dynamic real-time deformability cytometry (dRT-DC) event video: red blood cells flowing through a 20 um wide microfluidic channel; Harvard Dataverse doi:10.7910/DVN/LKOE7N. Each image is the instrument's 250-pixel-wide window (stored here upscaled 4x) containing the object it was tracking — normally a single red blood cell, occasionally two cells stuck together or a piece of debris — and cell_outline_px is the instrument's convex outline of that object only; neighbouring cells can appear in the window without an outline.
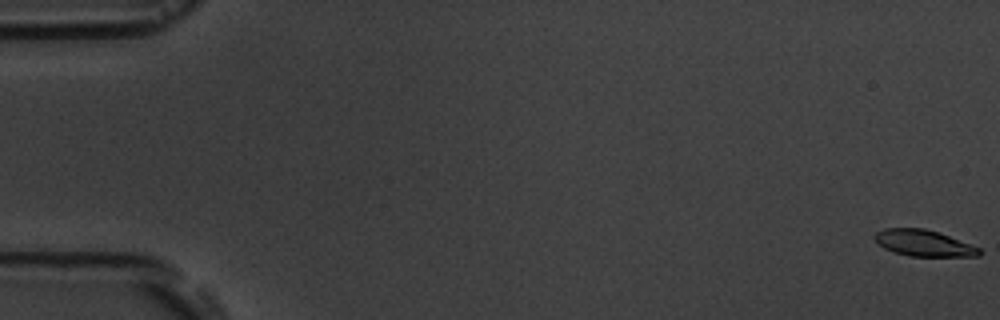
{"species": "common noctule bat (a hibernating species)", "species_latin": "Nyctalus noctula", "temperature_condition": "room temperature", "stored_images_in_passage": 6, "camera_frame_rate_fps": 3000, "um_per_image_px": 0.085, "animal": {"sex": "male", "body_mass_g": 19.5, "forearm_length_mm": 54.6}, "frame": {"image": 1, "passage_image": 1, "time_ms": 0.0, "image_size_px": [1000, 320], "cell_outline_px": [[984, 252], [980, 256], [908, 256], [884, 248], [872, 236], [876, 232], [884, 228], [924, 228], [948, 236], [980, 248]], "centroid_in_image_um": [78.52, 20.67], "position_along_channel_um": 6.5, "area_um2": 15.84}}
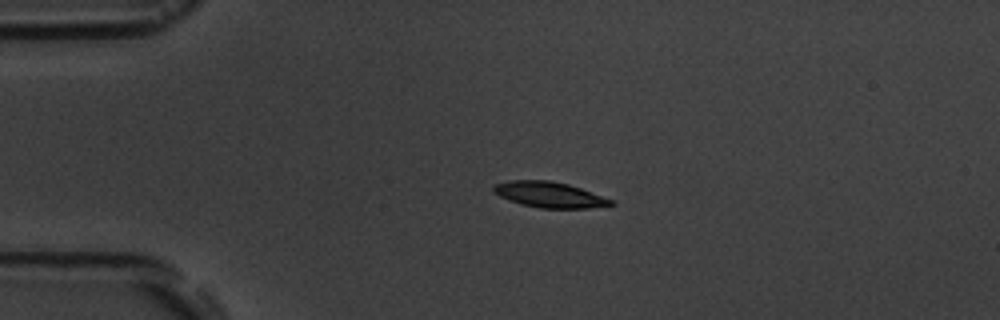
{"frame": {"image": 2, "passage_image": 4, "time_ms": 4.333, "image_size_px": [1000, 320], "cell_outline_px": [[616, 204], [588, 208], [540, 208], [520, 204], [508, 200], [492, 192], [492, 184], [512, 180], [548, 180], [568, 184], [580, 188], [612, 200]], "centroid_in_image_um": [46.63, 16.54], "position_along_channel_um": 38.4, "area_um2": 17.51}}
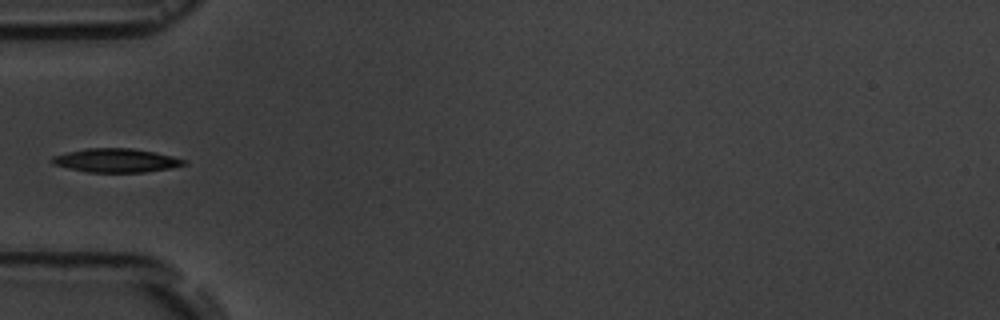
{"frame": {"image": 3, "passage_image": 6, "time_ms": 6.333, "image_size_px": [1000, 320], "cell_outline_px": [[188, 164], [172, 168], [144, 172], [88, 172], [68, 168], [52, 164], [52, 156], [84, 148], [132, 148], [172, 156], [188, 160]], "centroid_in_image_um": [9.89, 13.64], "position_along_channel_um": 75.1, "area_um2": 18.26}}